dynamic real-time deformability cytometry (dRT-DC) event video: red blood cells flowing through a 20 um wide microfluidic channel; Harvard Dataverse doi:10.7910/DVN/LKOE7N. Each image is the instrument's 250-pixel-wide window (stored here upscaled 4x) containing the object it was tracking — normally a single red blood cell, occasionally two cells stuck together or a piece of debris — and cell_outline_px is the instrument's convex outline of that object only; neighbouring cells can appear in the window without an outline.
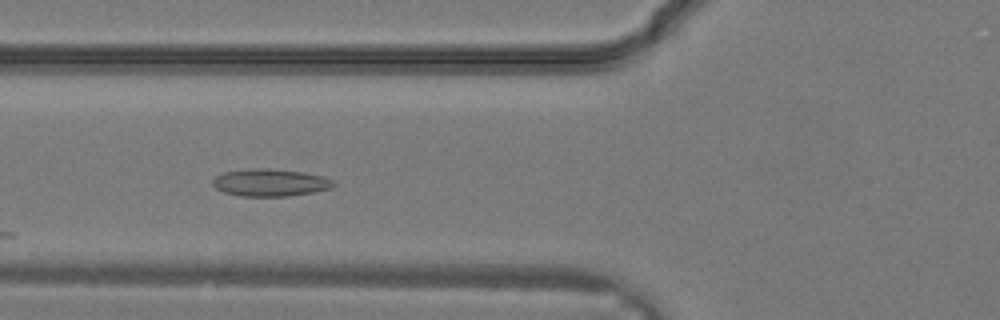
{"species": "common noctule bat (a hibernating species)", "species_latin": "Nyctalus noctula", "temperature_condition": "warm", "stored_images_in_passage": 11, "camera_frame_rate_fps": 3000, "um_per_image_px": 0.085, "animal": {"sex": "male", "body_mass_g": 19.2, "forearm_length_mm": 51.8}, "frame": {"image": 1, "passage_image": 3, "time_ms": 0.667, "image_size_px": [1000, 320], "cell_outline_px": [[336, 184], [332, 188], [312, 192], [288, 196], [240, 196], [224, 192], [216, 188], [212, 184], [212, 180], [216, 176], [224, 172], [248, 168], [268, 168], [300, 172], [324, 176], [332, 180]], "centroid_in_image_um": [22.95, 15.52], "position_along_channel_um": 102.8, "area_um2": 19.25}}
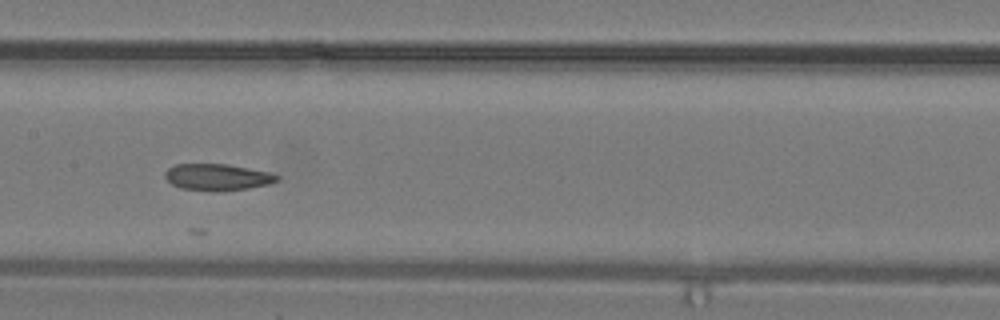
{"frame": {"image": 2, "passage_image": 7, "time_ms": 2.0, "image_size_px": [1000, 320], "cell_outline_px": [[280, 180], [268, 184], [248, 188], [220, 192], [212, 192], [180, 188], [172, 184], [164, 176], [164, 172], [168, 168], [176, 164], [228, 164], [268, 172], [280, 176]], "centroid_in_image_um": [18.46, 15.07], "position_along_channel_um": 188.9, "area_um2": 17.51}}
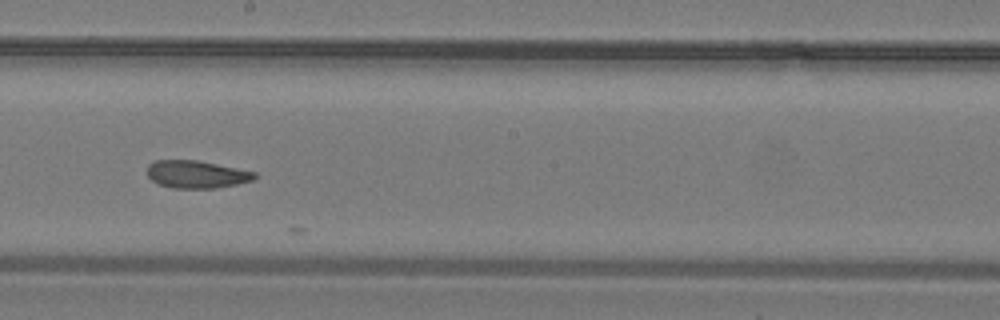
{"frame": {"image": 3, "passage_image": 9, "time_ms": 2.667, "image_size_px": [1000, 320], "cell_outline_px": [[256, 176], [252, 180], [236, 184], [216, 188], [172, 188], [160, 184], [152, 180], [148, 176], [148, 164], [156, 160], [196, 160], [256, 172]], "centroid_in_image_um": [16.68, 14.82], "position_along_channel_um": 231.5, "area_um2": 17.05}}